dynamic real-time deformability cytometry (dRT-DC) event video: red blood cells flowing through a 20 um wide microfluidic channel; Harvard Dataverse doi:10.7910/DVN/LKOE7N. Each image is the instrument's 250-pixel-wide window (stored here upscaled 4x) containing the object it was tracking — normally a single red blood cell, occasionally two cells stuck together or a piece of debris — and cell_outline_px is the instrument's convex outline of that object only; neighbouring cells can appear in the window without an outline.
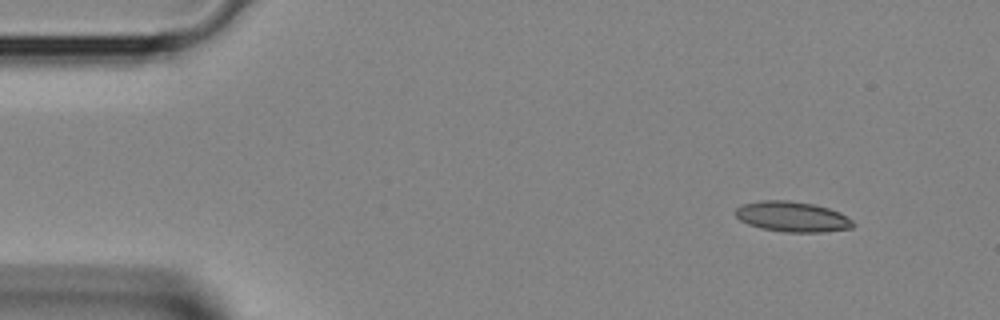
{"species": "Egyptian fruit bat (a non-hibernating species)", "species_latin": "Rousettus aegyptiacus", "temperature_condition": "room temperature", "stored_images_in_passage": 37, "camera_frame_rate_fps": 3000, "um_per_image_px": 0.085, "animal": {"sex": "female"}, "frame": {"image": 1, "passage_image": 1, "time_ms": 0.0, "image_size_px": [1000, 320], "cell_outline_px": [[856, 224], [852, 228], [824, 232], [784, 232], [760, 228], [748, 224], [740, 220], [736, 216], [736, 208], [744, 204], [760, 200], [788, 200], [812, 204], [828, 208], [840, 212], [852, 220]], "centroid_in_image_um": [67.36, 18.42], "position_along_channel_um": 17.6, "area_um2": 20.81}}
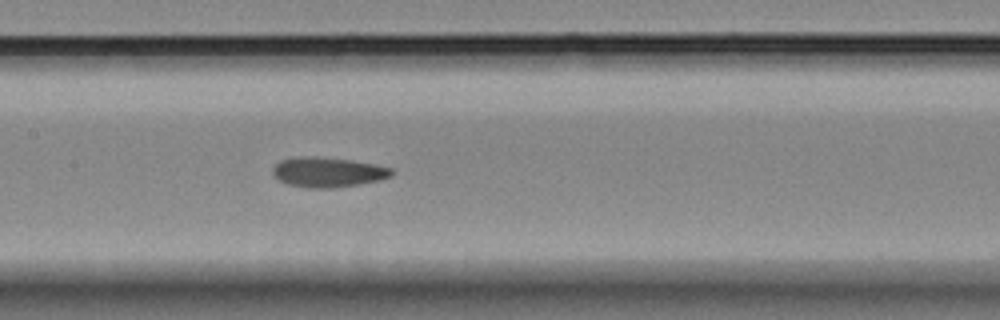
{"frame": {"image": 2, "passage_image": 16, "time_ms": 5.0, "image_size_px": [1000, 320], "cell_outline_px": [[396, 172], [392, 176], [380, 180], [360, 184], [332, 188], [308, 188], [288, 184], [276, 180], [272, 176], [272, 168], [280, 160], [296, 156], [316, 156], [352, 160], [392, 168]], "centroid_in_image_um": [27.84, 14.63], "position_along_channel_um": 179.6, "area_um2": 21.1}}
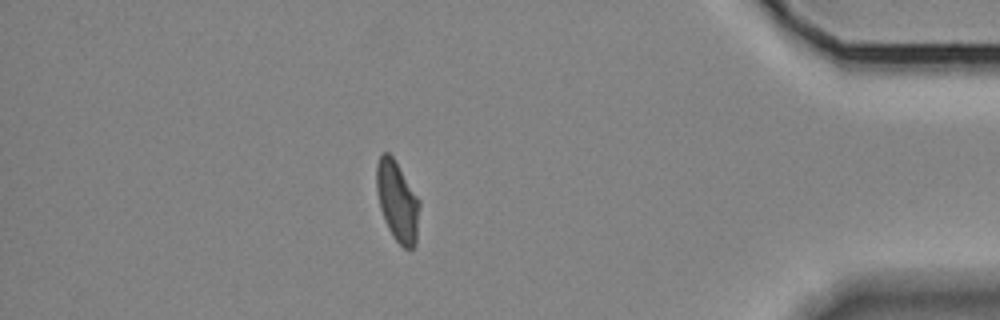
{"frame": {"image": 3, "passage_image": 32, "time_ms": 10.333, "image_size_px": [1000, 320], "cell_outline_px": [[420, 204], [416, 244], [412, 248], [404, 248], [392, 236], [384, 220], [380, 208], [376, 188], [376, 164], [380, 156], [384, 152], [388, 152], [392, 156], [420, 200]], "centroid_in_image_um": [33.77, 17.12], "position_along_channel_um": 401.4, "area_um2": 20.06}}